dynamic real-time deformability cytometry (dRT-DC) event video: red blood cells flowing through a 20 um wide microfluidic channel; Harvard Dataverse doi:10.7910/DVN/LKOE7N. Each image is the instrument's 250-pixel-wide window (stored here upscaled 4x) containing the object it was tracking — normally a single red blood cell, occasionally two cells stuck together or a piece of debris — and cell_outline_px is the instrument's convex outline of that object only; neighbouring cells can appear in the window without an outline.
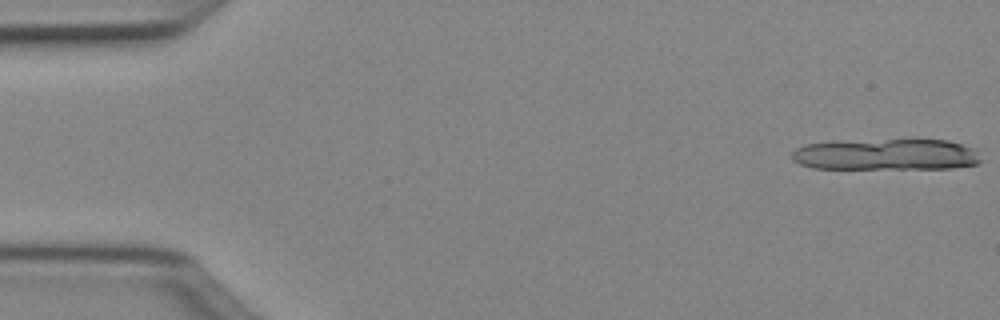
{"species": "Egyptian fruit bat (a non-hibernating species)", "species_latin": "Rousettus aegyptiacus", "temperature_condition": "cold", "stored_images_in_passage": 5, "camera_frame_rate_fps": 3000, "um_per_image_px": 0.085, "animal": {"sex": "female"}, "frame": {"image": 1, "passage_image": 1, "time_ms": 0.0, "image_size_px": [1000, 320], "cell_outline_px": [[980, 160], [976, 164], [952, 168], [812, 168], [800, 164], [792, 160], [792, 152], [796, 148], [804, 144], [836, 140], [948, 140], [972, 148]], "centroid_in_image_um": [75.22, 13.12], "position_along_channel_um": 9.8, "area_um2": 34.39}}
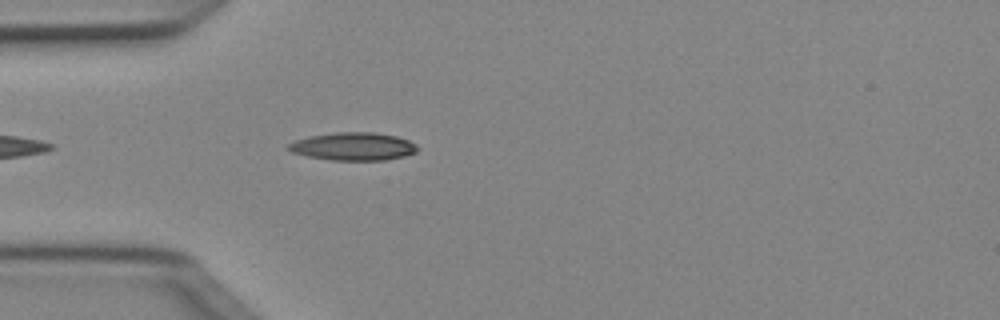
{"frame": {"image": 2, "passage_image": 5, "time_ms": 1.333, "image_size_px": [1000, 320], "cell_outline_px": [[420, 148], [416, 152], [404, 156], [384, 160], [332, 160], [308, 156], [292, 152], [288, 148], [288, 144], [296, 140], [312, 136], [336, 132], [372, 132], [396, 136], [408, 140], [416, 144]], "centroid_in_image_um": [30.07, 12.45], "position_along_channel_um": 54.9, "area_um2": 20.81}}